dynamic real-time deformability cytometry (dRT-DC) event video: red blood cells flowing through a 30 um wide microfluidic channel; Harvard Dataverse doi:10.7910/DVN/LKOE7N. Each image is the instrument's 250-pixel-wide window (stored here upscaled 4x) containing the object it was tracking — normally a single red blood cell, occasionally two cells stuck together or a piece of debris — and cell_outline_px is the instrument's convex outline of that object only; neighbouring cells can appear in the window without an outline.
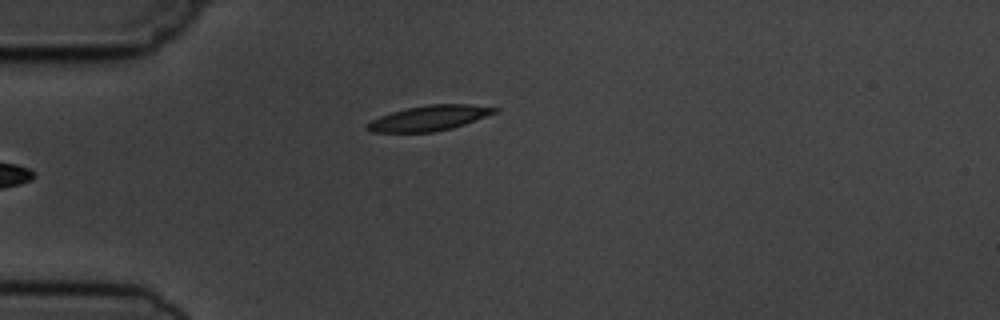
{"species": "common noctule bat (a hibernating species)", "species_latin": "Nyctalus noctula", "temperature_condition": "cold", "stored_images_in_passage": 6, "camera_frame_rate_fps": 3000, "um_per_image_px": 0.085, "animal": {"sex": "male", "body_mass_g": 19.5, "forearm_length_mm": 54.6}, "frame": {"image": 1, "passage_image": 6, "time_ms": 5.667, "image_size_px": [1000, 320], "cell_outline_px": [[500, 108], [496, 112], [464, 124], [452, 128], [432, 132], [372, 132], [364, 128], [364, 124], [380, 116], [392, 112], [408, 108], [428, 104], [472, 104]], "centroid_in_image_um": [36.45, 10.03], "position_along_channel_um": 48.5, "area_um2": 18.61}}